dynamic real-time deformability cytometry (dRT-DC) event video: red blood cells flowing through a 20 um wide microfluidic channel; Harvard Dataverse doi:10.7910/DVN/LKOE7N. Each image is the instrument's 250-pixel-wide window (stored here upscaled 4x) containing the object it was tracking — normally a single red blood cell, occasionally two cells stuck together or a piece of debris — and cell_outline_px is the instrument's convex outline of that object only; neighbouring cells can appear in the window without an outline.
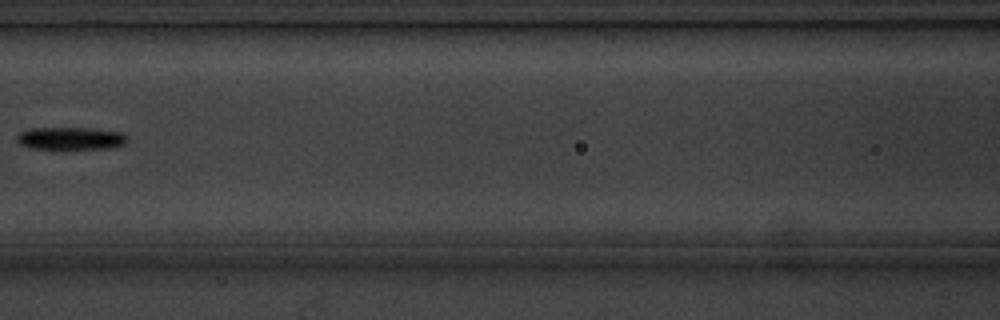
{"species": "common noctule bat (a hibernating species)", "species_latin": "Nyctalus noctula", "temperature_condition": "cold", "stored_images_in_passage": 7, "camera_frame_rate_fps": 3000, "um_per_image_px": 0.085, "animal": {"sex": "male", "body_mass_g": 20.1, "forearm_length_mm": 53.5}, "frame": {"image": 1, "passage_image": 7, "time_ms": 7.667, "image_size_px": [1000, 320], "cell_outline_px": [[128, 140], [124, 144], [108, 148], [32, 148], [20, 144], [16, 140], [16, 136], [20, 132], [28, 128], [92, 128], [120, 132], [128, 136]], "centroid_in_image_um": [5.99, 11.74], "position_along_channel_um": 160.6, "area_um2": 14.39}}